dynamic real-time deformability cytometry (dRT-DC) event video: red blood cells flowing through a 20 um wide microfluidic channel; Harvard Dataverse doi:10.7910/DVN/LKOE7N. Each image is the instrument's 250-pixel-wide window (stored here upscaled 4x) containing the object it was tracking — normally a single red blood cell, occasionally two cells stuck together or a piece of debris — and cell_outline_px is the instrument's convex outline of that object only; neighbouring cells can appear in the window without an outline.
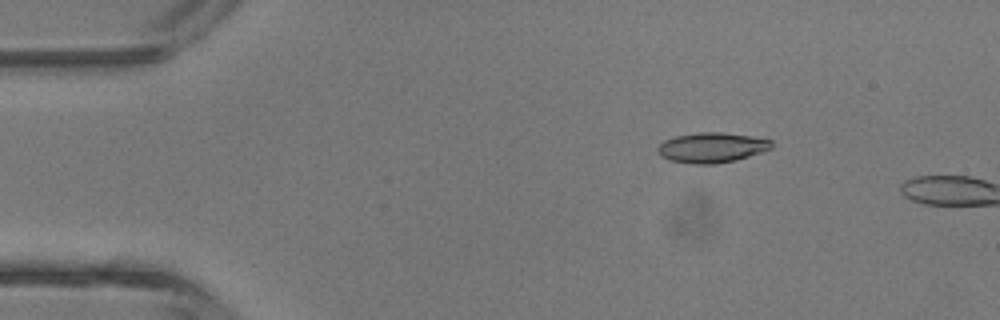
{"species": "common noctule bat (a hibernating species)", "species_latin": "Nyctalus noctula", "temperature_condition": "room temperature", "stored_images_in_passage": 2, "camera_frame_rate_fps": 3000, "um_per_image_px": 0.085, "animal": {"sex": "male", "body_mass_g": 13.3}, "frame": {"image": 1, "passage_image": 1, "time_ms": 0.0, "image_size_px": [1000, 320], "cell_outline_px": [[772, 148], [736, 160], [712, 164], [692, 164], [668, 160], [660, 156], [656, 148], [664, 140], [676, 136], [700, 132], [720, 132], [748, 136], [772, 140]], "centroid_in_image_um": [60.45, 12.55], "position_along_channel_um": 24.5, "area_um2": 19.83}}